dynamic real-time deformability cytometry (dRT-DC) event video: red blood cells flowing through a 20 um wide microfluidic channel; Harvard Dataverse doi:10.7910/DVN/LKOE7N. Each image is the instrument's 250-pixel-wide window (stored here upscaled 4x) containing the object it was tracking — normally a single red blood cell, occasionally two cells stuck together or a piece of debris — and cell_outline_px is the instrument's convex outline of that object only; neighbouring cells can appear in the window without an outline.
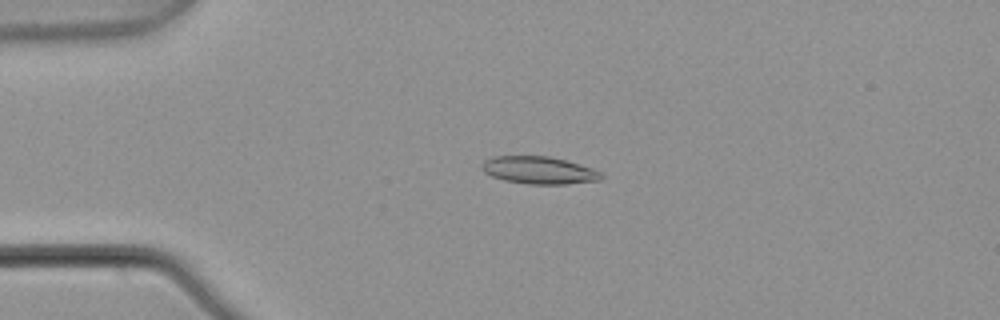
{"species": "common noctule bat (a hibernating species)", "species_latin": "Nyctalus noctula", "temperature_condition": "warm", "stored_images_in_passage": 4, "camera_frame_rate_fps": 3000, "um_per_image_px": 0.085, "animal": {"sex": "male", "body_mass_g": 21.5, "forearm_length_mm": 52.0}, "frame": {"image": 1, "passage_image": 4, "time_ms": 1.0, "image_size_px": [1000, 320], "cell_outline_px": [[604, 176], [600, 180], [568, 184], [528, 184], [504, 180], [492, 176], [484, 172], [480, 168], [480, 164], [484, 160], [492, 156], [548, 156], [580, 164], [592, 168], [600, 172]], "centroid_in_image_um": [45.78, 14.47], "position_along_channel_um": 39.2, "area_um2": 19.19}}